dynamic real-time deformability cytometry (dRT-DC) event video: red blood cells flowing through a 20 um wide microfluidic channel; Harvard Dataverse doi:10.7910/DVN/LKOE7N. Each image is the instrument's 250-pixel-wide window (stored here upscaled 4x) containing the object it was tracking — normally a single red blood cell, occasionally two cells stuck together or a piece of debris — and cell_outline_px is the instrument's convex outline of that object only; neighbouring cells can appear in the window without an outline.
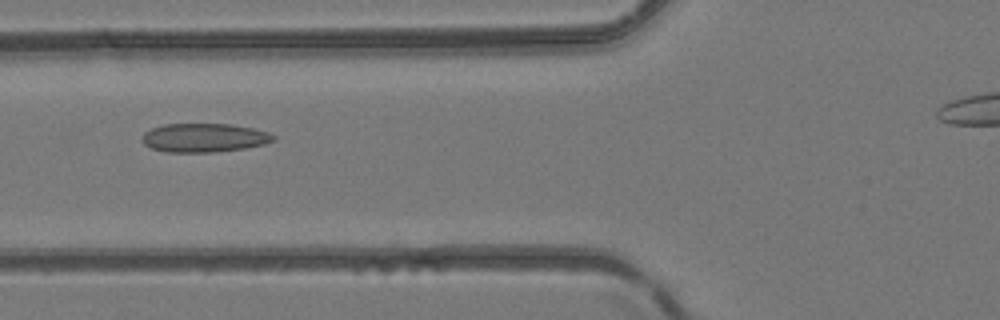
{"species": "common noctule bat (a hibernating species)", "species_latin": "Nyctalus noctula", "temperature_condition": "room temperature", "stored_images_in_passage": 39, "camera_frame_rate_fps": 3000, "um_per_image_px": 0.085, "animal": {"sex": "female", "body_mass_g": 24.6, "forearm_length_mm": 56.2}, "frame": {"image": 1, "passage_image": 14, "time_ms": 4.333, "image_size_px": [1000, 320], "cell_outline_px": [[276, 140], [264, 144], [244, 148], [212, 152], [168, 152], [152, 148], [144, 144], [140, 140], [140, 136], [144, 132], [152, 128], [164, 124], [232, 124], [252, 128], [268, 132], [276, 136]], "centroid_in_image_um": [17.33, 11.7], "position_along_channel_um": 108.5, "area_um2": 22.08}}
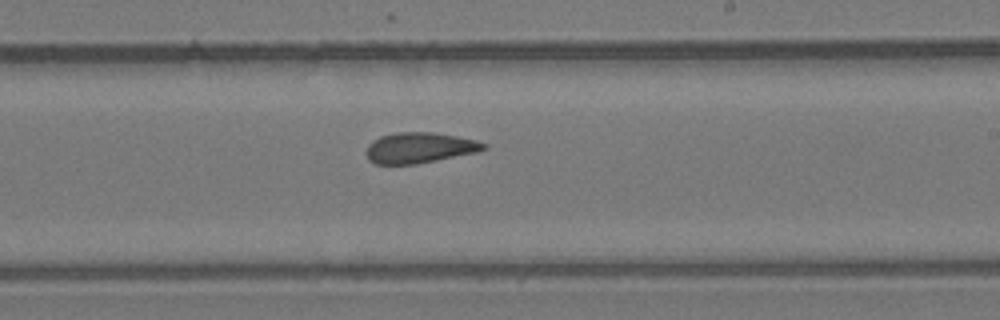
{"frame": {"image": 2, "passage_image": 24, "time_ms": 7.667, "image_size_px": [1000, 320], "cell_outline_px": [[488, 148], [476, 152], [416, 164], [376, 164], [368, 160], [364, 152], [368, 144], [372, 140], [380, 136], [396, 132], [436, 132], [476, 140], [488, 144]], "centroid_in_image_um": [35.62, 12.55], "position_along_channel_um": 253.4, "area_um2": 21.15}}
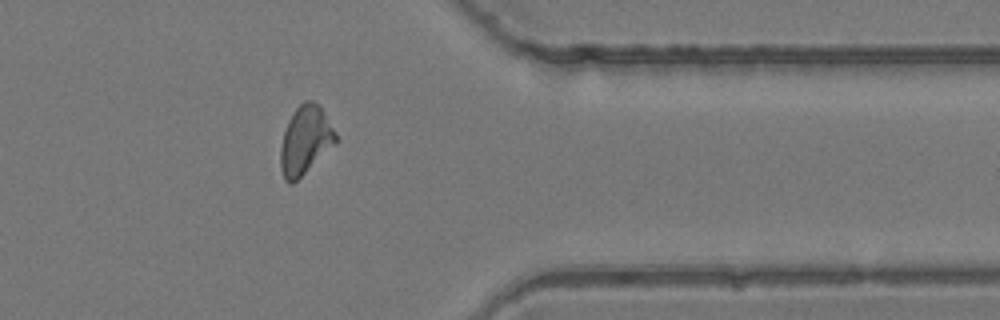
{"frame": {"image": 3, "passage_image": 34, "time_ms": 11.0, "image_size_px": [1000, 320], "cell_outline_px": [[336, 144], [292, 184], [288, 184], [284, 180], [280, 168], [280, 148], [284, 132], [288, 120], [292, 112], [304, 100], [312, 100], [320, 104], [336, 132]], "centroid_in_image_um": [25.95, 11.9], "position_along_channel_um": 385.5, "area_um2": 22.2}}